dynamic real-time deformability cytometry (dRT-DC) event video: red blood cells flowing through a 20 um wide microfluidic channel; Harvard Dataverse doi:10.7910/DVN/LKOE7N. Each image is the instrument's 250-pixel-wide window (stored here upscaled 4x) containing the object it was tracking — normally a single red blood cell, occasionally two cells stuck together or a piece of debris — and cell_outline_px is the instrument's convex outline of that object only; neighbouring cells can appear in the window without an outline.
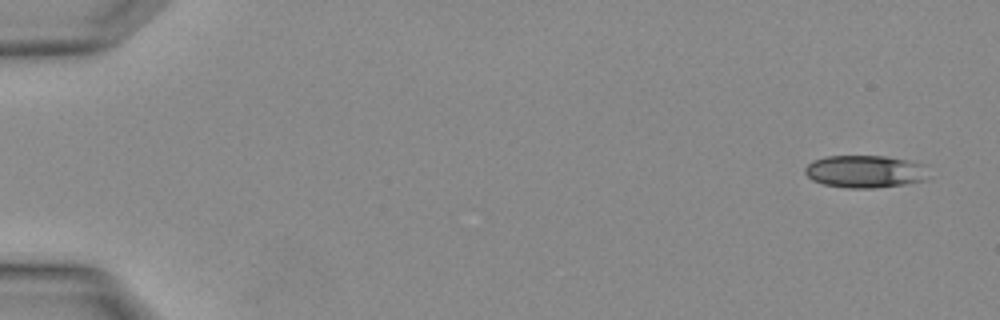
{"species": "Egyptian fruit bat (a non-hibernating species)", "species_latin": "Rousettus aegyptiacus", "temperature_condition": "warm", "stored_images_in_passage": 3, "camera_frame_rate_fps": 3000, "um_per_image_px": 0.085, "animal": {"sex": "female"}, "frame": {"image": 1, "passage_image": 1, "time_ms": 0.0, "image_size_px": [1000, 320], "cell_outline_px": [[928, 180], [904, 184], [872, 188], [848, 188], [824, 184], [812, 180], [804, 172], [804, 168], [812, 160], [828, 156], [888, 156], [908, 160], [920, 164]], "centroid_in_image_um": [73.46, 14.58], "position_along_channel_um": 11.5, "area_um2": 23.18}}
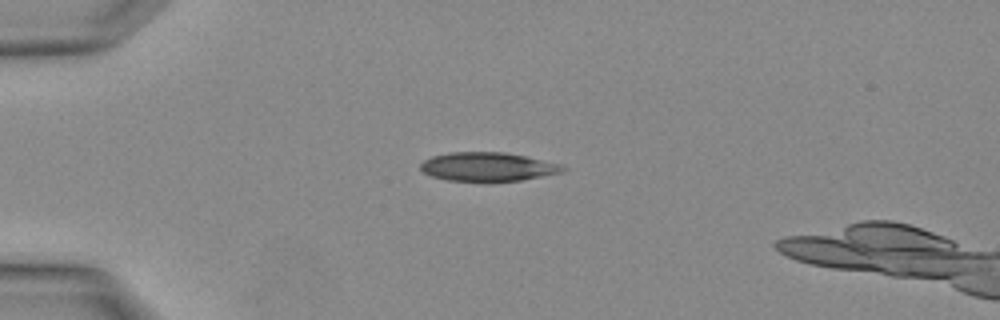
{"frame": {"image": 2, "passage_image": 3, "time_ms": 0.667, "image_size_px": [1000, 320], "cell_outline_px": [[568, 168], [560, 172], [520, 180], [488, 184], [484, 184], [448, 180], [432, 176], [424, 172], [420, 168], [420, 164], [424, 160], [432, 156], [448, 152], [504, 152], [564, 164]], "centroid_in_image_um": [41.45, 14.21], "position_along_channel_um": 43.6, "area_um2": 24.57}}